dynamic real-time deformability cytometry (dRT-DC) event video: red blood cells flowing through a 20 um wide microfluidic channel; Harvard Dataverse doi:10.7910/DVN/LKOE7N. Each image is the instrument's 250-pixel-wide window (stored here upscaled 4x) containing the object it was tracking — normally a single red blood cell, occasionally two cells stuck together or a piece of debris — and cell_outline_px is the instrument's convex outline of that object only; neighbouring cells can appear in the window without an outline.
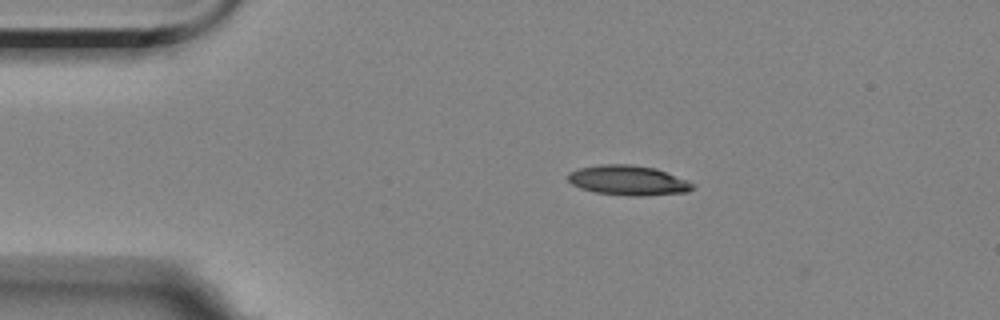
{"species": "Egyptian fruit bat (a non-hibernating species)", "species_latin": "Rousettus aegyptiacus", "temperature_condition": "room temperature", "stored_images_in_passage": 6, "camera_frame_rate_fps": 3000, "um_per_image_px": 0.085, "animal": {"sex": "female"}, "frame": {"image": 1, "passage_image": 1, "time_ms": 0.0, "image_size_px": [1000, 320], "cell_outline_px": [[696, 188], [688, 192], [644, 196], [628, 196], [596, 192], [580, 188], [572, 184], [568, 180], [568, 172], [580, 168], [600, 164], [632, 164], [656, 168], [688, 180], [696, 184]], "centroid_in_image_um": [53.44, 15.33], "position_along_channel_um": 31.6, "area_um2": 21.96}}
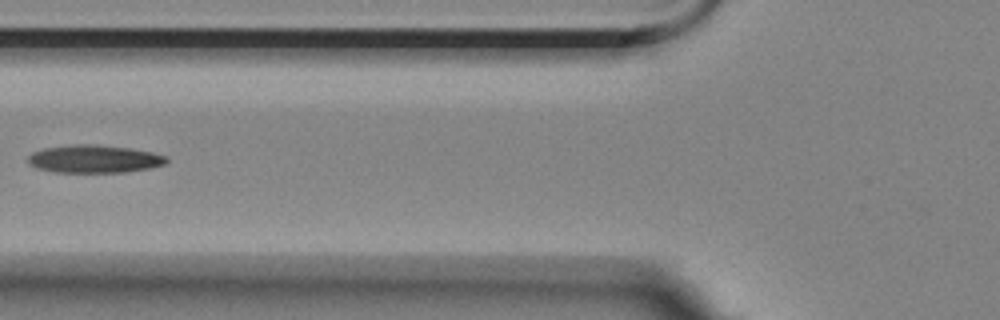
{"frame": {"image": 2, "passage_image": 4, "time_ms": 3.667, "image_size_px": [1000, 320], "cell_outline_px": [[168, 160], [164, 164], [148, 168], [124, 172], [56, 172], [36, 168], [28, 164], [28, 156], [32, 152], [44, 148], [72, 144], [96, 144], [132, 148], [152, 152], [168, 156]], "centroid_in_image_um": [7.99, 13.5], "position_along_channel_um": 117.8, "area_um2": 22.6}}
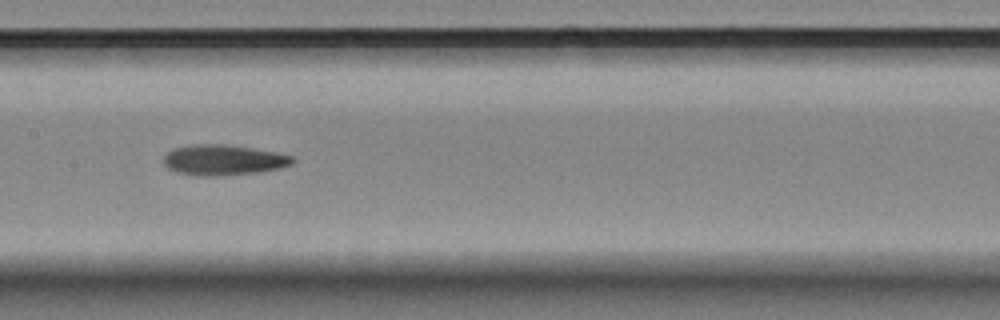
{"frame": {"image": 3, "passage_image": 6, "time_ms": 5.667, "image_size_px": [1000, 320], "cell_outline_px": [[296, 160], [292, 164], [280, 168], [260, 172], [216, 176], [196, 176], [176, 172], [168, 168], [164, 164], [164, 156], [172, 148], [196, 144], [224, 144], [252, 148], [276, 152], [292, 156]], "centroid_in_image_um": [18.99, 13.6], "position_along_channel_um": 188.4, "area_um2": 23.0}}